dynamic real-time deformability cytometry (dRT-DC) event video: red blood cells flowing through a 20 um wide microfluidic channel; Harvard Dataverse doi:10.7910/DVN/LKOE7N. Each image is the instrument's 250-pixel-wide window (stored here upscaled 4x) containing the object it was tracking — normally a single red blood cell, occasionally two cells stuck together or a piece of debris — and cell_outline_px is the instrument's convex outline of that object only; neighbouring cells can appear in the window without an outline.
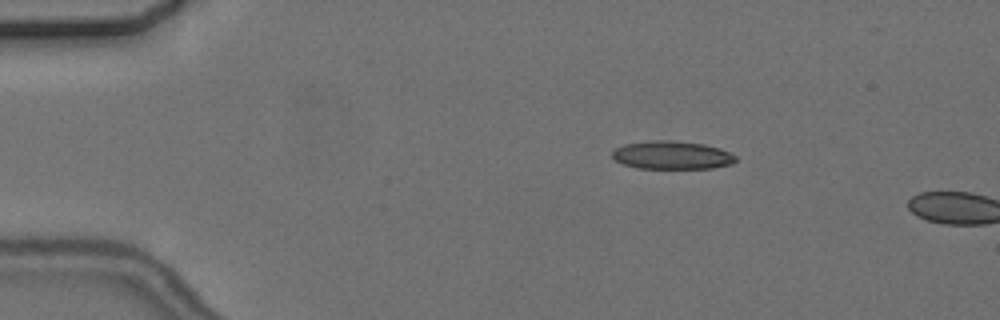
{"species": "common noctule bat (a hibernating species)", "species_latin": "Nyctalus noctula", "temperature_condition": "cold", "stored_images_in_passage": 2, "camera_frame_rate_fps": 3000, "um_per_image_px": 0.085, "animal": {"sex": "female", "body_mass_g": 24.6, "forearm_length_mm": 56.2}, "frame": {"image": 1, "passage_image": 1, "time_ms": 0.0, "image_size_px": [1000, 320], "cell_outline_px": [[736, 160], [732, 164], [712, 168], [636, 168], [624, 164], [616, 160], [612, 156], [612, 152], [616, 148], [624, 144], [648, 140], [672, 140], [704, 144], [720, 148], [736, 156]], "centroid_in_image_um": [57.11, 13.18], "position_along_channel_um": 27.9, "area_um2": 20.29}}